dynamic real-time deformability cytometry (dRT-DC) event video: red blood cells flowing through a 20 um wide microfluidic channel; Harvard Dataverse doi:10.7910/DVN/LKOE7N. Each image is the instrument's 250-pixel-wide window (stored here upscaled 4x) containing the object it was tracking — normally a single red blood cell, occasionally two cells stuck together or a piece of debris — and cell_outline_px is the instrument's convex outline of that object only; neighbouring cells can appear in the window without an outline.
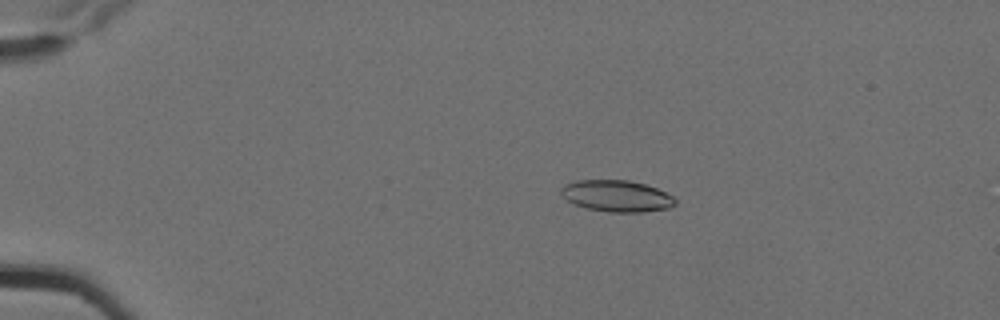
{"species": "Egyptian fruit bat (a non-hibernating species)", "species_latin": "Rousettus aegyptiacus", "temperature_condition": "cold", "stored_images_in_passage": 6, "camera_frame_rate_fps": 3000, "um_per_image_px": 0.085, "animal": {"sex": "female"}, "frame": {"image": 1, "passage_image": 4, "time_ms": 1.0, "image_size_px": [1000, 320], "cell_outline_px": [[676, 204], [668, 208], [644, 212], [608, 212], [588, 208], [576, 204], [568, 200], [560, 192], [560, 188], [576, 180], [628, 180], [644, 184], [656, 188], [672, 196], [676, 200]], "centroid_in_image_um": [52.44, 16.66], "position_along_channel_um": 32.6, "area_um2": 20.69}}